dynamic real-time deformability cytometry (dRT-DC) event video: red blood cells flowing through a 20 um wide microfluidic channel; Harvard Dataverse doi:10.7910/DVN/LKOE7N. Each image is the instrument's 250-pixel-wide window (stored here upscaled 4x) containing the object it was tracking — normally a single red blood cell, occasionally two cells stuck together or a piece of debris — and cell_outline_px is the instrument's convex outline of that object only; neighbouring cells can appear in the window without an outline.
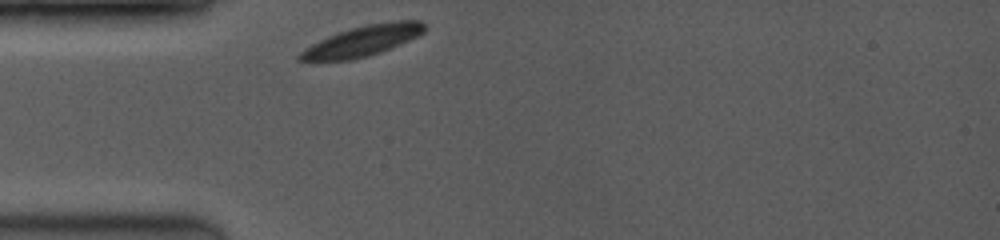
{"species": "common noctule bat (a hibernating species)", "species_latin": "Nyctalus noctula", "temperature_condition": "room temperature", "stored_images_in_passage": 19, "camera_frame_rate_fps": 3500, "um_per_image_px": 0.085, "animal": {"sex": "female", "body_mass_g": 19.0, "forearm_length_mm": 53.3}, "frame": {"image": 1, "passage_image": 1, "time_ms": 0.0, "image_size_px": [1000, 240], "cell_outline_px": [[428, 28], [420, 36], [380, 52], [368, 56], [352, 60], [296, 60], [296, 56], [300, 52], [312, 44], [328, 36], [348, 28], [368, 24], [396, 20], [420, 20]], "centroid_in_image_um": [30.87, 3.46], "position_along_channel_um": 54.1, "area_um2": 22.2}}